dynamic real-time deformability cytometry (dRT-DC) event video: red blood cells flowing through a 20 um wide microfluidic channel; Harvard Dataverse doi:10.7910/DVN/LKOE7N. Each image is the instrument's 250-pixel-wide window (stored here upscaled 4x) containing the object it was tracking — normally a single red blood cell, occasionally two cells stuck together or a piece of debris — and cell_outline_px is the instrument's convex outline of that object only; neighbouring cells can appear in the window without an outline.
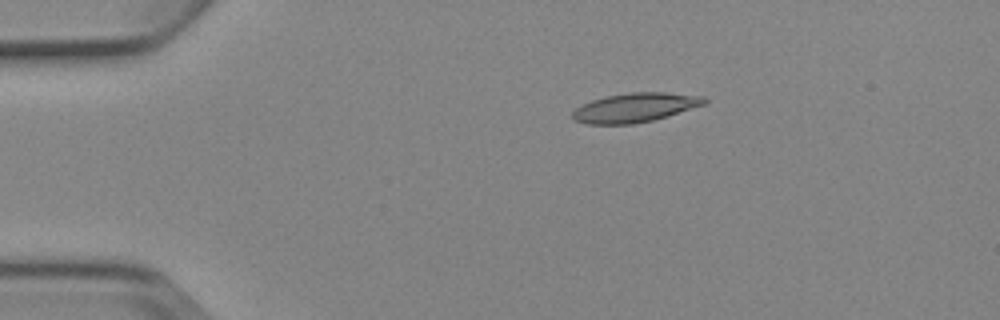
{"species": "Egyptian fruit bat (a non-hibernating species)", "species_latin": "Rousettus aegyptiacus", "temperature_condition": "cold", "stored_images_in_passage": 4, "camera_frame_rate_fps": 3000, "um_per_image_px": 0.085, "animal": {"sex": "female"}, "frame": {"image": 1, "passage_image": 1, "time_ms": 0.0, "image_size_px": [1000, 320], "cell_outline_px": [[708, 104], [668, 116], [652, 120], [632, 124], [588, 124], [572, 120], [572, 112], [576, 108], [592, 100], [604, 96], [628, 92], [664, 92], [704, 96], [708, 100]], "centroid_in_image_um": [54.01, 9.14], "position_along_channel_um": 31.0, "area_um2": 22.66}}
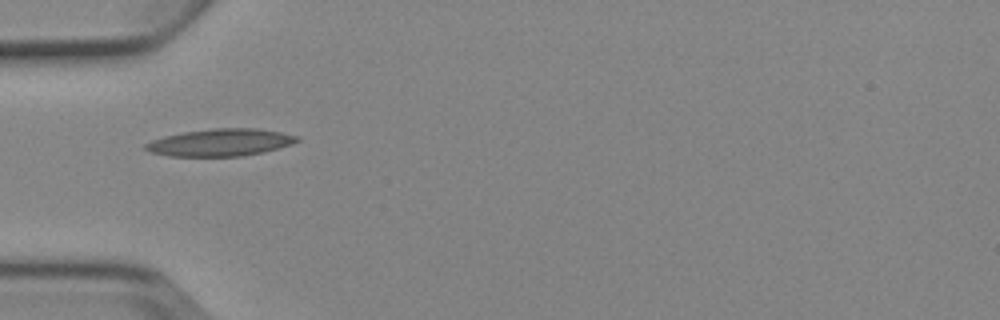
{"frame": {"image": 2, "passage_image": 3, "time_ms": 2.333, "image_size_px": [1000, 320], "cell_outline_px": [[300, 140], [292, 144], [264, 152], [240, 156], [168, 156], [148, 152], [144, 148], [144, 144], [152, 140], [164, 136], [184, 132], [212, 128], [256, 128], [280, 132], [300, 136]], "centroid_in_image_um": [18.73, 12.11], "position_along_channel_um": 66.3, "area_um2": 24.16}}
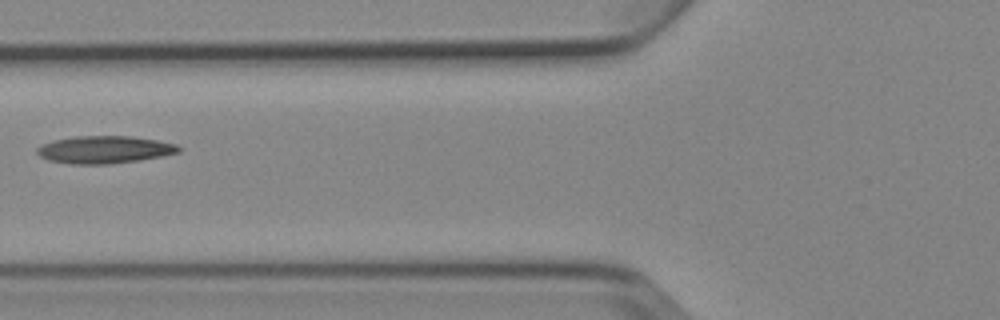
{"frame": {"image": 3, "passage_image": 4, "time_ms": 3.667, "image_size_px": [1000, 320], "cell_outline_px": [[184, 148], [180, 152], [140, 160], [112, 164], [72, 164], [48, 160], [40, 156], [36, 152], [36, 148], [40, 144], [72, 136], [132, 136], [156, 140], [176, 144]], "centroid_in_image_um": [8.88, 12.72], "position_along_channel_um": 116.9, "area_um2": 22.83}}